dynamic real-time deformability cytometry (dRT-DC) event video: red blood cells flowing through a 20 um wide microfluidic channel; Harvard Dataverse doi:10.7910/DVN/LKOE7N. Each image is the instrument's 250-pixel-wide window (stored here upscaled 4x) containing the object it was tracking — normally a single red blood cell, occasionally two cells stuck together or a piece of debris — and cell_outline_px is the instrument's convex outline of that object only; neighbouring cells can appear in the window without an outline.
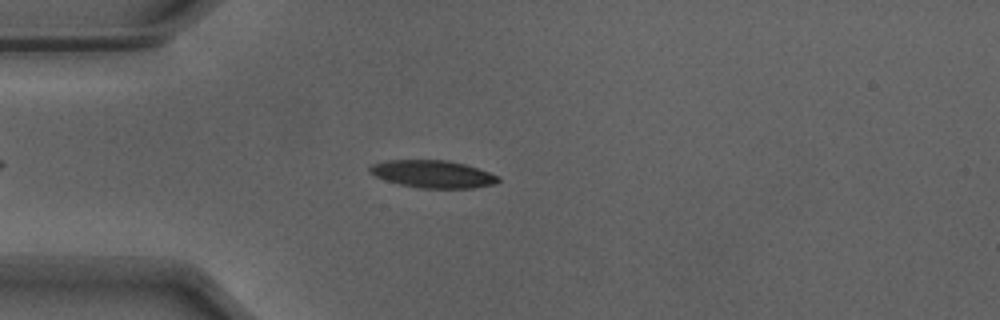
{"species": "Egyptian fruit bat (a non-hibernating species)", "species_latin": "Rousettus aegyptiacus", "temperature_condition": "warm", "stored_images_in_passage": 10, "camera_frame_rate_fps": 3000, "um_per_image_px": 0.085, "animal": {"sex": "male"}, "frame": {"image": 1, "passage_image": 4, "time_ms": 1.0, "image_size_px": [1000, 320], "cell_outline_px": [[500, 180], [496, 184], [476, 188], [420, 188], [400, 184], [384, 180], [368, 172], [368, 168], [372, 164], [388, 160], [448, 160], [464, 164], [500, 176]], "centroid_in_image_um": [36.79, 14.8], "position_along_channel_um": 48.2, "area_um2": 20.63}}
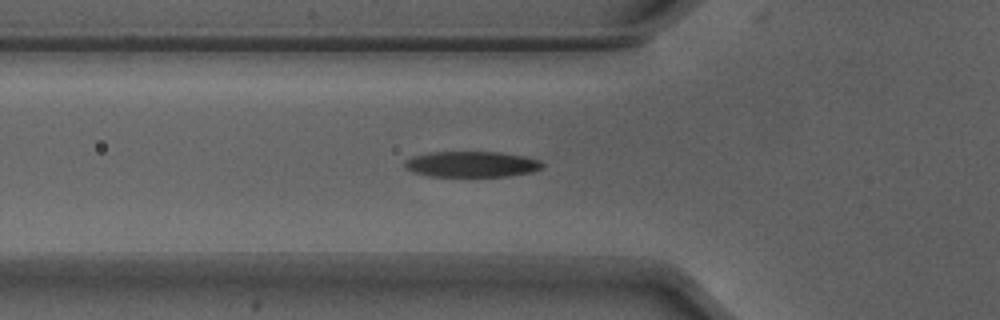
{"frame": {"image": 2, "passage_image": 8, "time_ms": 2.333, "image_size_px": [1000, 320], "cell_outline_px": [[544, 164], [540, 168], [532, 172], [508, 176], [428, 176], [412, 172], [404, 168], [404, 160], [412, 156], [428, 152], [500, 152], [524, 156], [540, 160]], "centroid_in_image_um": [40.04, 13.95], "position_along_channel_um": 85.8, "area_um2": 20.81}}